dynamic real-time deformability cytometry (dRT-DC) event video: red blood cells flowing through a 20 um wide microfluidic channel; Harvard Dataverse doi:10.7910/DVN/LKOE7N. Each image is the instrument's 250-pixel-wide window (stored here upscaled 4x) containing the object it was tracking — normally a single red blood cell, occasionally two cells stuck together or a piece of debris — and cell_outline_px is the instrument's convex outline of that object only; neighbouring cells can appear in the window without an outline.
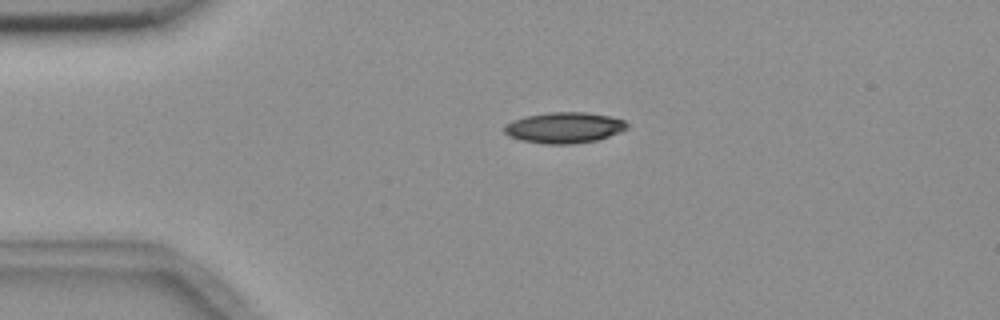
{"species": "common noctule bat (a hibernating species)", "species_latin": "Nyctalus noctula", "temperature_condition": "room temperature", "stored_images_in_passage": 4, "camera_frame_rate_fps": 3000, "um_per_image_px": 0.085, "animal": {"sex": "female", "body_mass_g": 18.4}, "frame": {"image": 1, "passage_image": 4, "time_ms": 4.333, "image_size_px": [1000, 320], "cell_outline_px": [[628, 128], [608, 136], [596, 140], [576, 144], [544, 144], [520, 140], [508, 136], [504, 132], [504, 124], [512, 120], [524, 116], [548, 112], [584, 112], [608, 116], [624, 120], [628, 124]], "centroid_in_image_um": [47.9, 10.85], "position_along_channel_um": 37.1, "area_um2": 22.2}}